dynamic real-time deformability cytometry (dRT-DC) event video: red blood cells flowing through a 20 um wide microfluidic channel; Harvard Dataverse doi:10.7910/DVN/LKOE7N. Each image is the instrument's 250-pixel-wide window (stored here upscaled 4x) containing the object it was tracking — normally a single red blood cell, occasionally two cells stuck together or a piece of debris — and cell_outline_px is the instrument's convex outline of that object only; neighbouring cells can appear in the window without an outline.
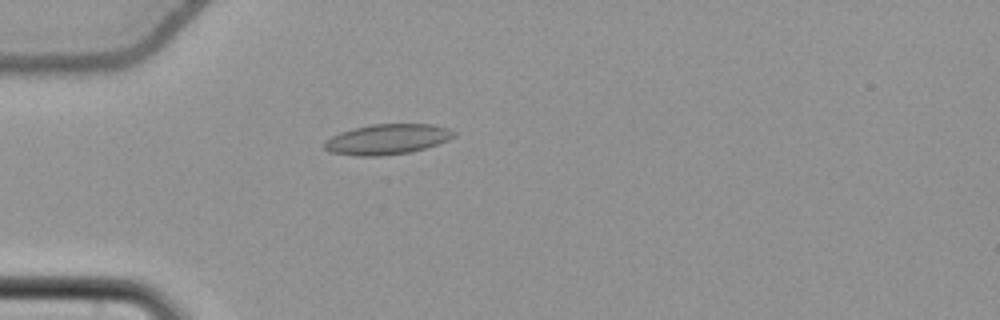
{"species": "common noctule bat (a hibernating species)", "species_latin": "Nyctalus noctula", "temperature_condition": "cold", "stored_images_in_passage": 56, "camera_frame_rate_fps": 3000, "um_per_image_px": 0.085, "animal": {"sex": "female", "body_mass_g": 22.7, "forearm_length_mm": 54.2}, "frame": {"image": 1, "passage_image": 17, "time_ms": 5.333, "image_size_px": [1000, 320], "cell_outline_px": [[456, 136], [448, 140], [412, 152], [380, 156], [356, 156], [328, 152], [324, 148], [324, 140], [340, 132], [352, 128], [372, 124], [432, 124], [448, 128], [456, 132]], "centroid_in_image_um": [32.89, 11.84], "position_along_channel_um": 52.1, "area_um2": 23.06}}
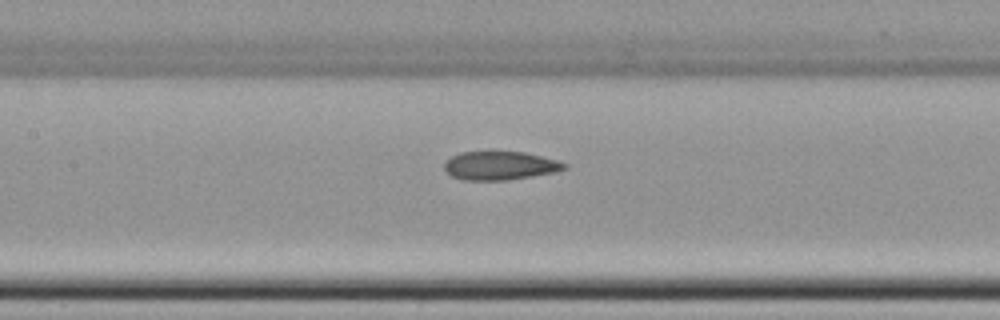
{"frame": {"image": 2, "passage_image": 27, "time_ms": 8.667, "image_size_px": [1000, 320], "cell_outline_px": [[568, 168], [556, 172], [508, 180], [464, 180], [452, 176], [444, 168], [444, 160], [460, 152], [524, 152], [556, 160], [568, 164]], "centroid_in_image_um": [42.5, 14.08], "position_along_channel_um": 164.9, "area_um2": 19.94}}
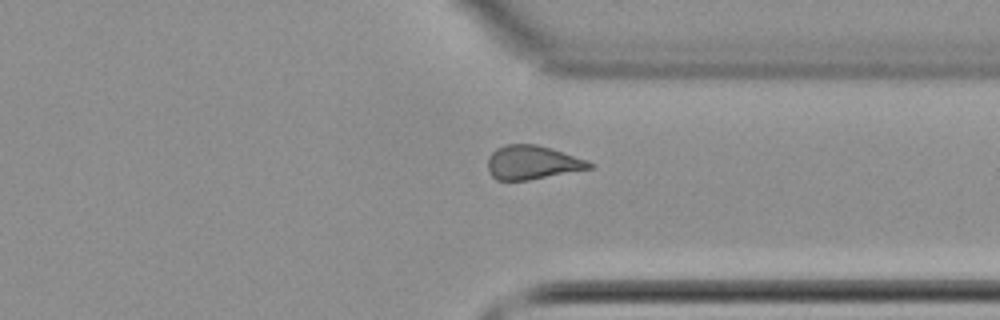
{"frame": {"image": 3, "passage_image": 43, "time_ms": 14.0, "image_size_px": [1000, 320], "cell_outline_px": [[596, 168], [528, 180], [496, 180], [488, 172], [488, 156], [496, 148], [508, 144], [536, 144], [552, 148], [588, 160], [596, 164]], "centroid_in_image_um": [45.3, 13.81], "position_along_channel_um": 366.1, "area_um2": 20.4}, "authors_computed_cell_mechanics": {"area_um2": 21.2415, "velocity_mm_per_s": 3.7678, "shape_relaxation_time_tau1_ms": null, "shape_relaxation_time_tau2_ms": 2.4847, "deformation_change_tau1": null, "deformation_change_tau2": 0.0926}}